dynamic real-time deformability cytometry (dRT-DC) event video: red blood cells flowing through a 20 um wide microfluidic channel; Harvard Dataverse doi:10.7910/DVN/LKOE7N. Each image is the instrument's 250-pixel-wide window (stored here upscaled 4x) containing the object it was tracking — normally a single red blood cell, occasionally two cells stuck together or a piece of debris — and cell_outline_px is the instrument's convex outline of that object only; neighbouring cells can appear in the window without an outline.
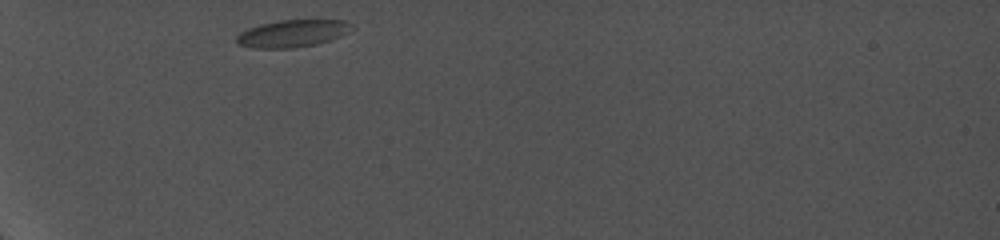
{"species": "common noctule bat (a hibernating species)", "species_latin": "Nyctalus noctula", "temperature_condition": "cold", "stored_images_in_passage": 4, "camera_frame_rate_fps": 5000, "um_per_image_px": 0.085, "animal": {"sex": "female", "body_mass_g": 19.0, "forearm_length_mm": 56.7}, "frame": {"image": 1, "passage_image": 1, "time_ms": 0.0, "image_size_px": [1000, 240], "cell_outline_px": [[356, 28], [332, 40], [316, 44], [292, 48], [252, 48], [240, 44], [236, 40], [236, 36], [240, 32], [248, 28], [260, 24], [280, 20], [344, 20], [352, 24]], "centroid_in_image_um": [24.89, 2.84], "position_along_channel_um": 60.1, "area_um2": 18.38}}